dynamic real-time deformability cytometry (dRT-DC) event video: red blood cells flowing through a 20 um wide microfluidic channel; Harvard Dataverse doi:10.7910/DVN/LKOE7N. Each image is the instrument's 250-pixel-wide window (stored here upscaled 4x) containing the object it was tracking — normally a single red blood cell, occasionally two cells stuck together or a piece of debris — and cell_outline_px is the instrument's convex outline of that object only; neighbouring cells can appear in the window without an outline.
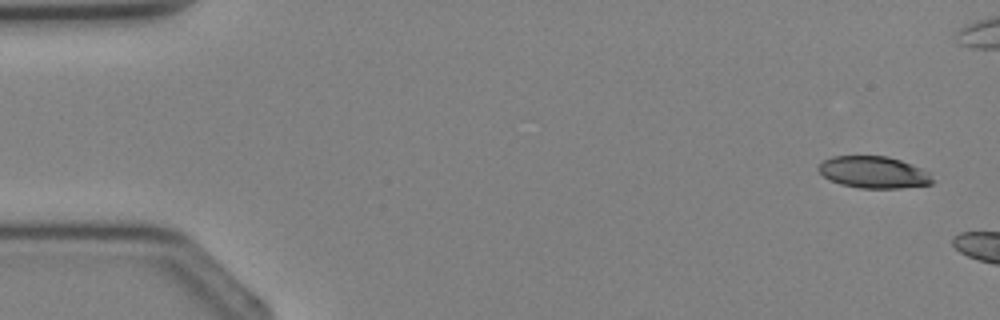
{"species": "Egyptian fruit bat (a non-hibernating species)", "species_latin": "Rousettus aegyptiacus", "temperature_condition": "cold", "stored_images_in_passage": 3, "camera_frame_rate_fps": 3000, "um_per_image_px": 0.085, "animal": {"sex": "female"}, "frame": {"image": 1, "passage_image": 1, "time_ms": 0.0, "image_size_px": [1000, 320], "cell_outline_px": [[936, 180], [932, 184], [900, 188], [860, 188], [840, 184], [828, 180], [816, 168], [824, 160], [832, 156], [888, 156], [900, 160], [932, 172]], "centroid_in_image_um": [74.31, 14.65], "position_along_channel_um": 10.7, "area_um2": 21.44}}